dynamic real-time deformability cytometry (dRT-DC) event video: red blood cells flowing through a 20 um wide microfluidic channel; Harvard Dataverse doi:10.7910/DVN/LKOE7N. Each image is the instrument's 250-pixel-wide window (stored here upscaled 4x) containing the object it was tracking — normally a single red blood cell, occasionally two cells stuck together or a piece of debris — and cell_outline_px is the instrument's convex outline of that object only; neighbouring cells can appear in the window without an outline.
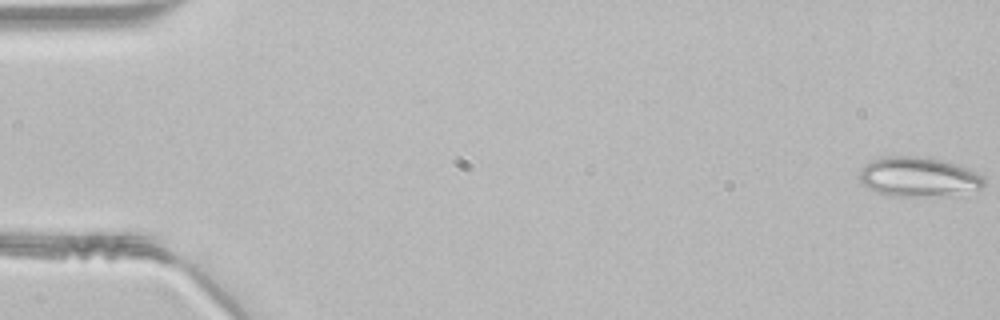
{"species": "common noctule bat (a hibernating species)", "species_latin": "Nyctalus noctula", "temperature_condition": "room temperature", "stored_images_in_passage": 48, "camera_frame_rate_fps": 3000, "um_per_image_px": 0.085, "animal": {"sex": "male", "body_mass_g": 21.5, "forearm_length_mm": 52.0}, "frame": {"image": 1, "passage_image": 1, "time_ms": 0.0, "image_size_px": [1000, 320], "cell_outline_px": [[984, 188], [920, 196], [900, 196], [880, 192], [868, 188], [860, 180], [860, 172], [872, 160], [880, 156], [916, 156], [940, 160], [968, 168], [984, 176]], "centroid_in_image_um": [78.05, 15.0], "position_along_channel_um": 7.0, "area_um2": 27.69}}
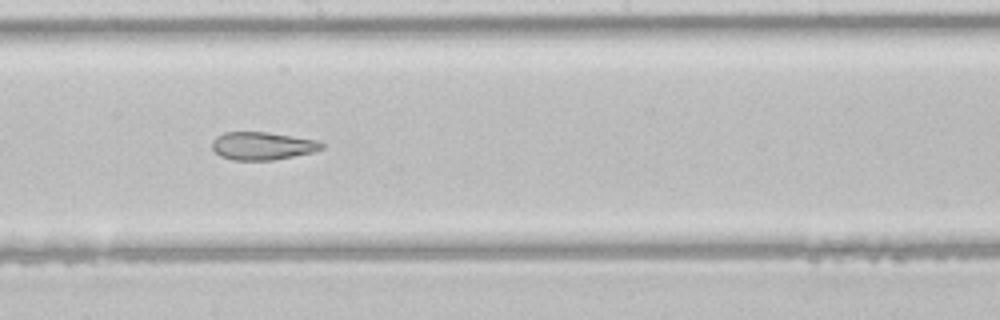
{"frame": {"image": 2, "passage_image": 27, "time_ms": 8.667, "image_size_px": [1000, 320], "cell_outline_px": [[324, 148], [312, 152], [272, 160], [232, 160], [220, 156], [212, 148], [212, 140], [216, 136], [224, 132], [268, 132], [320, 140], [324, 144]], "centroid_in_image_um": [22.31, 12.39], "position_along_channel_um": 225.9, "area_um2": 17.92}}
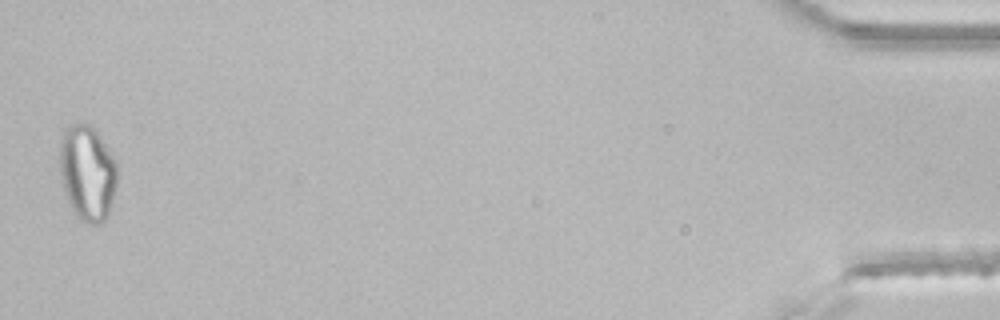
{"frame": {"image": 3, "passage_image": 48, "time_ms": 15.667, "image_size_px": [1000, 320], "cell_outline_px": [[116, 184], [112, 204], [108, 216], [100, 224], [84, 224], [76, 216], [68, 200], [64, 188], [60, 172], [60, 140], [64, 128], [76, 120], [92, 124], [96, 128], [116, 160]], "centroid_in_image_um": [7.43, 14.63], "position_along_channel_um": 427.8, "area_um2": 32.66}}